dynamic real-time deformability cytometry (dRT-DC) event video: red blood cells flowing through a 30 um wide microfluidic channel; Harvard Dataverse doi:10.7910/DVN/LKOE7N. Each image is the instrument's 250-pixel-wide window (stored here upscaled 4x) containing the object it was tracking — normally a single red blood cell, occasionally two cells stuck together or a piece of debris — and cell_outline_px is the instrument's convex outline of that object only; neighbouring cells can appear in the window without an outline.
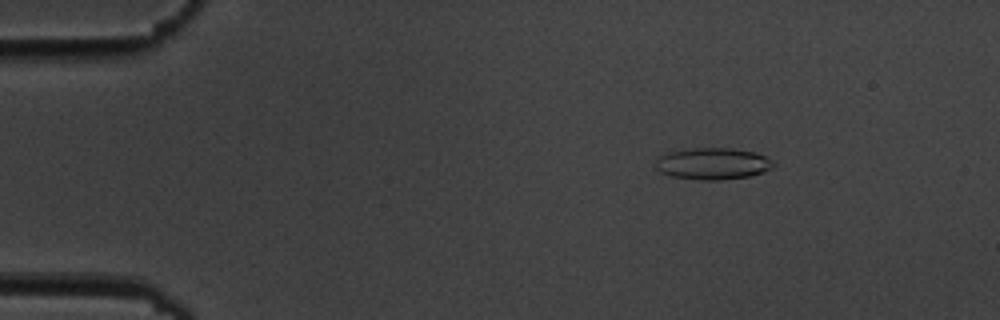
{"species": "common noctule bat (a hibernating species)", "species_latin": "Nyctalus noctula", "temperature_condition": "cold", "stored_images_in_passage": 7, "camera_frame_rate_fps": 3000, "um_per_image_px": 0.085, "animal": {"sex": "male", "body_mass_g": 19.5, "forearm_length_mm": 54.6}, "frame": {"image": 1, "passage_image": 3, "time_ms": 2.333, "image_size_px": [1000, 320], "cell_outline_px": [[776, 164], [772, 168], [764, 172], [748, 176], [720, 180], [704, 180], [672, 176], [660, 172], [656, 168], [656, 160], [660, 156], [668, 152], [688, 148], [732, 148], [756, 152], [772, 160]], "centroid_in_image_um": [60.6, 13.9], "position_along_channel_um": 24.4, "area_um2": 21.79}}